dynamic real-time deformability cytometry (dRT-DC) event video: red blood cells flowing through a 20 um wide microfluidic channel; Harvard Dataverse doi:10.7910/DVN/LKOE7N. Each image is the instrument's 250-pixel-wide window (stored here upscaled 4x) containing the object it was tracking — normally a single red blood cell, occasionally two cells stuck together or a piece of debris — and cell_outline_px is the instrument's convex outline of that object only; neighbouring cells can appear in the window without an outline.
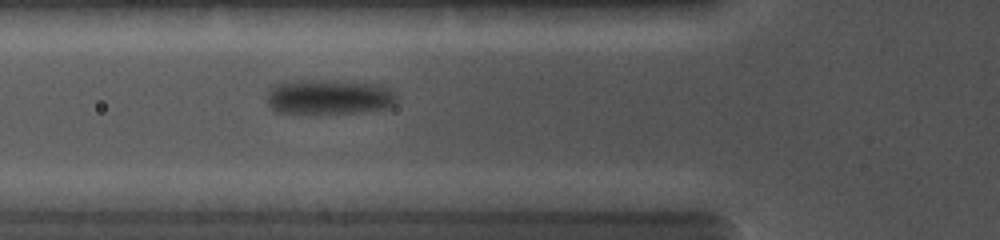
{"species": "common noctule bat (a hibernating species)", "species_latin": "Nyctalus noctula", "temperature_condition": "cold", "stored_images_in_passage": 32, "camera_frame_rate_fps": 5000, "um_per_image_px": 0.085, "animal": {"sex": "female", "body_mass_g": 19.0, "forearm_length_mm": 56.7}, "frame": {"image": 1, "passage_image": 14, "time_ms": 5.2, "image_size_px": [1000, 240], "cell_outline_px": [[396, 104], [392, 108], [364, 112], [320, 116], [276, 112], [268, 104], [268, 88], [272, 84], [296, 80], [364, 80], [396, 88]], "centroid_in_image_um": [28.06, 8.25], "position_along_channel_um": 97.7, "area_um2": 28.61}}
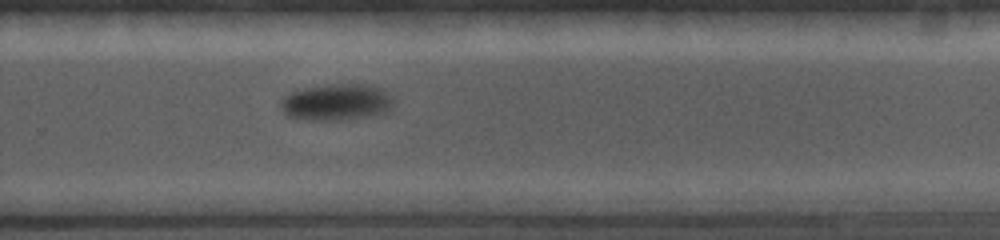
{"frame": {"image": 2, "passage_image": 25, "time_ms": 10.0, "image_size_px": [1000, 240], "cell_outline_px": [[392, 104], [384, 112], [364, 116], [340, 120], [308, 120], [288, 116], [284, 112], [280, 104], [292, 92], [304, 88], [332, 84], [356, 84], [380, 88], [388, 92], [392, 100]], "centroid_in_image_um": [28.58, 8.68], "position_along_channel_um": 301.2, "area_um2": 23.24}}
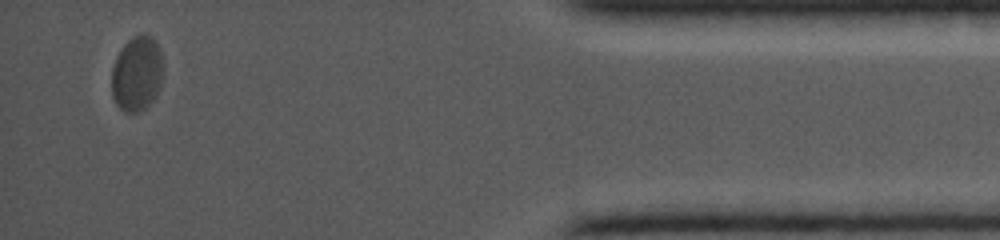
{"frame": {"image": 3, "passage_image": 31, "time_ms": 14.0, "image_size_px": [1000, 240], "cell_outline_px": [[164, 72], [156, 96], [140, 112], [124, 112], [116, 104], [112, 96], [112, 68], [116, 56], [124, 44], [132, 36], [140, 32], [144, 32], [152, 36], [160, 48], [164, 64]], "centroid_in_image_um": [11.66, 6.21], "position_along_channel_um": 423.5, "area_um2": 23.06}}